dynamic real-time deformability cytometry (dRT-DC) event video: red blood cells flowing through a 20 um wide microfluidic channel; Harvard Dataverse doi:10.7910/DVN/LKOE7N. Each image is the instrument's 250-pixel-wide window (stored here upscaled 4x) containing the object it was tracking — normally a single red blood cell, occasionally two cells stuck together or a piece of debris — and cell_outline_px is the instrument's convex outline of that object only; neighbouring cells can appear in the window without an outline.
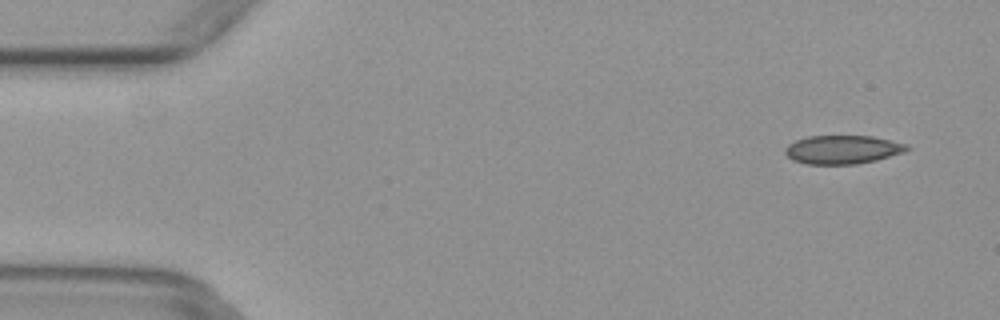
{"species": "common noctule bat (a hibernating species)", "species_latin": "Nyctalus noctula", "temperature_condition": "warm", "stored_images_in_passage": 5, "camera_frame_rate_fps": 3000, "um_per_image_px": 0.085, "animal": {"sex": "female", "body_mass_g": 29.2, "forearm_length_mm": 56.3}, "frame": {"image": 1, "passage_image": 1, "time_ms": 0.0, "image_size_px": [1000, 320], "cell_outline_px": [[912, 148], [904, 152], [876, 160], [856, 164], [808, 164], [792, 160], [784, 152], [784, 148], [788, 144], [796, 140], [808, 136], [872, 136], [908, 144]], "centroid_in_image_um": [71.63, 12.71], "position_along_channel_um": 13.4, "area_um2": 20.35}}